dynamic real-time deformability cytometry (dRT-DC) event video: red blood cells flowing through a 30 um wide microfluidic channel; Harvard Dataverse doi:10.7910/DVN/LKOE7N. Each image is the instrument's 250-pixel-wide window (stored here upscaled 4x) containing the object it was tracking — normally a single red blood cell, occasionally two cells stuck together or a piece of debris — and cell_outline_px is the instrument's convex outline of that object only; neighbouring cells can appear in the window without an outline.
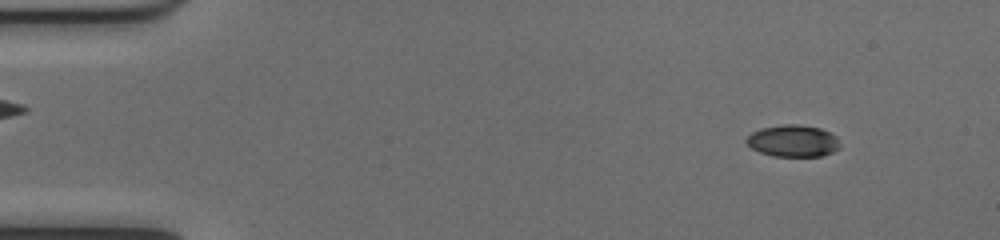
{"species": "common noctule bat (a hibernating species)", "species_latin": "Nyctalus noctula", "temperature_condition": "cold", "stored_images_in_passage": 16, "camera_frame_rate_fps": 3000, "um_per_image_px": 0.085, "animal": {"sex": "female", "body_mass_g": 17.0, "forearm_length_mm": 48.0}, "frame": {"image": 1, "passage_image": 5, "time_ms": 1.333, "image_size_px": [1000, 240], "cell_outline_px": [[840, 148], [832, 152], [820, 156], [772, 156], [760, 152], [752, 148], [744, 140], [752, 132], [760, 128], [784, 124], [800, 124], [820, 128], [836, 136]], "centroid_in_image_um": [67.39, 11.97], "position_along_channel_um": 17.6, "area_um2": 17.34}}